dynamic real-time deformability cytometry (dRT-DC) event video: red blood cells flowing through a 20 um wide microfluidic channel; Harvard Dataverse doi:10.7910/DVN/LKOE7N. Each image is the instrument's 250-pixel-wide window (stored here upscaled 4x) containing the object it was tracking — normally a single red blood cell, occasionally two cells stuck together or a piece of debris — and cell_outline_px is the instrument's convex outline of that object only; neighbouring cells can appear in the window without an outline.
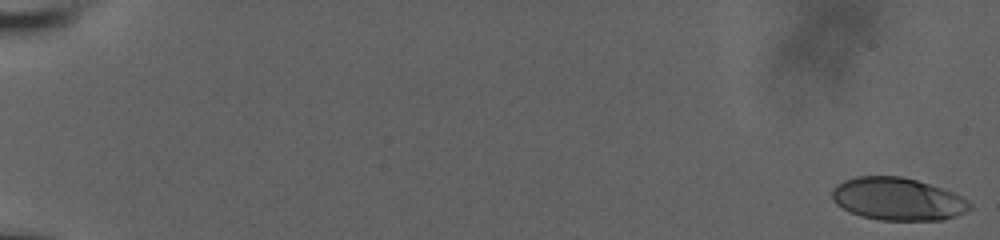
{"species": "human", "species_latin": "Homo sapiens", "temperature_condition": "room temperature", "stored_images_in_passage": 57, "camera_frame_rate_fps": 3000, "um_per_image_px": 0.085, "donor": {"sex": "male"}, "frame": {"image": 1, "passage_image": 1, "time_ms": 0.0, "image_size_px": [1000, 240], "cell_outline_px": [[972, 208], [956, 216], [944, 220], [880, 220], [860, 216], [848, 212], [836, 204], [832, 196], [832, 188], [836, 184], [844, 180], [856, 176], [900, 176], [916, 180], [944, 188], [968, 200], [972, 204]], "centroid_in_image_um": [76.29, 16.92], "position_along_channel_um": 8.7, "area_um2": 34.45}}
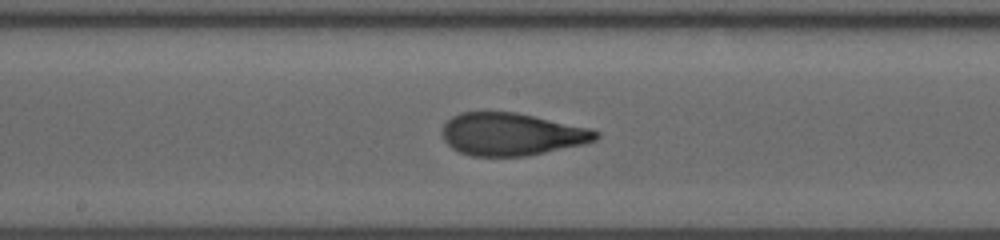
{"frame": {"image": 2, "passage_image": 33, "time_ms": 10.667, "image_size_px": [1000, 240], "cell_outline_px": [[600, 136], [596, 140], [584, 144], [528, 156], [472, 156], [460, 152], [452, 148], [444, 140], [440, 132], [444, 124], [452, 116], [460, 112], [516, 112], [592, 128], [600, 132]], "centroid_in_image_um": [43.5, 11.41], "position_along_channel_um": 204.7, "area_um2": 38.44}}
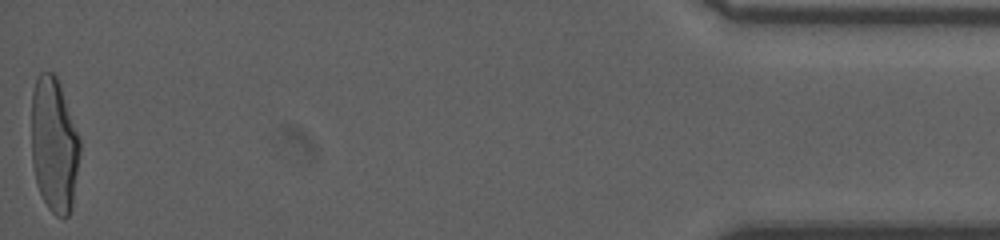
{"frame": {"image": 3, "passage_image": 57, "time_ms": 18.667, "image_size_px": [1000, 240], "cell_outline_px": [[80, 152], [72, 208], [68, 216], [64, 220], [56, 216], [48, 208], [36, 184], [32, 164], [32, 92], [36, 76], [40, 72], [52, 72], [56, 76], [60, 84], [80, 140]], "centroid_in_image_um": [4.59, 12.34], "position_along_channel_um": 430.6, "area_um2": 38.26}, "authors_computed_cell_mechanics": {"area_um2": 37.6856, "velocity_mm_per_s": 3.8745, "shape_relaxation_time_tau1_ms": 6.7002, "shape_relaxation_time_tau2_ms": 0.9087, "deformation_change_tau1": 0.2522, "deformation_change_tau2": 0.0768}}